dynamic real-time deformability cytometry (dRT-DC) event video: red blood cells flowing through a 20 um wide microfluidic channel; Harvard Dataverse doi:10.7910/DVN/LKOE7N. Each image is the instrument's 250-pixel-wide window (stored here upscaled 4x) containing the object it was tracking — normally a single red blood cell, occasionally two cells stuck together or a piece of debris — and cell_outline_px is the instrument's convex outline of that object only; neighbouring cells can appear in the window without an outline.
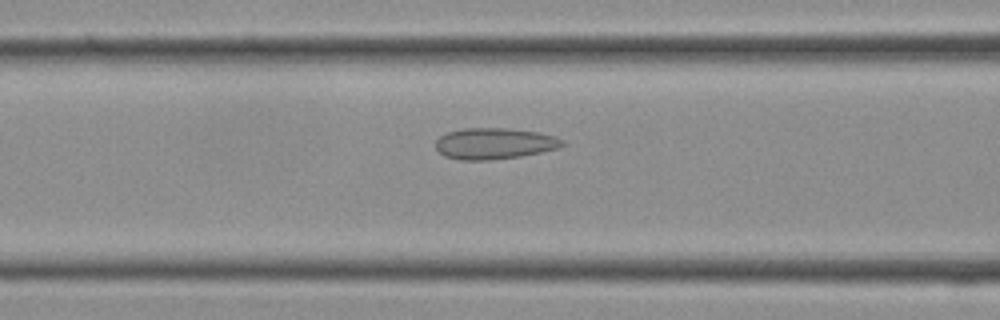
{"species": "Egyptian fruit bat (a non-hibernating species)", "species_latin": "Rousettus aegyptiacus", "temperature_condition": "cold", "stored_images_in_passage": 22, "camera_frame_rate_fps": 3000, "um_per_image_px": 0.085, "frame": {"image": 1, "passage_image": 12, "time_ms": 3.667, "image_size_px": [1000, 320], "cell_outline_px": [[568, 144], [560, 148], [520, 156], [488, 160], [460, 160], [444, 156], [436, 148], [436, 140], [440, 136], [448, 132], [464, 128], [508, 128], [540, 132], [556, 136], [564, 140]], "centroid_in_image_um": [42.07, 12.19], "position_along_channel_um": 124.5, "area_um2": 23.24}}
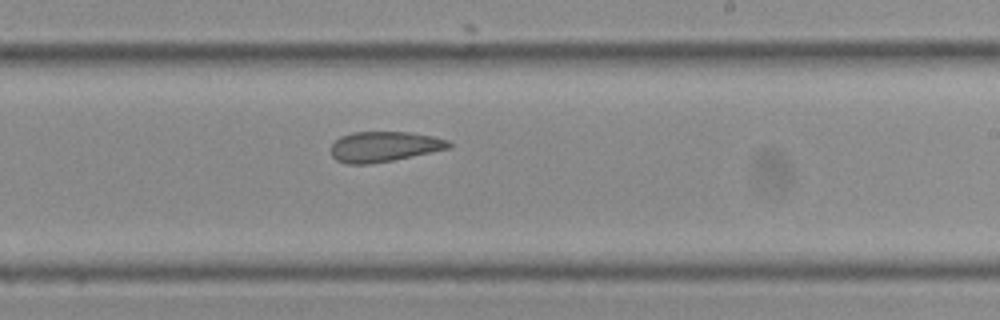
{"frame": {"image": 2, "passage_image": 18, "time_ms": 5.667, "image_size_px": [1000, 320], "cell_outline_px": [[452, 148], [392, 160], [368, 164], [348, 164], [336, 160], [332, 156], [332, 144], [340, 136], [352, 132], [408, 132], [432, 136], [448, 140], [452, 144]], "centroid_in_image_um": [32.66, 12.46], "position_along_channel_um": 256.3, "area_um2": 20.75}}
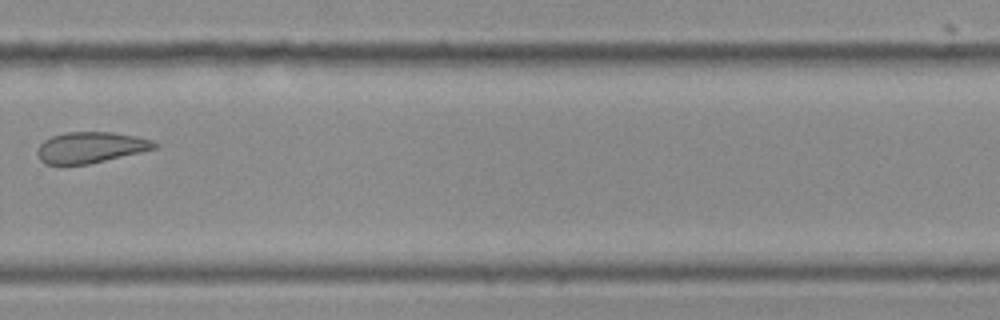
{"frame": {"image": 3, "passage_image": 21, "time_ms": 6.667, "image_size_px": [1000, 320], "cell_outline_px": [[160, 144], [156, 148], [140, 152], [88, 164], [64, 168], [60, 168], [44, 164], [40, 160], [36, 152], [40, 144], [44, 140], [52, 136], [68, 132], [112, 132], [136, 136], [152, 140]], "centroid_in_image_um": [7.63, 12.57], "position_along_channel_um": 322.2, "area_um2": 21.73}}